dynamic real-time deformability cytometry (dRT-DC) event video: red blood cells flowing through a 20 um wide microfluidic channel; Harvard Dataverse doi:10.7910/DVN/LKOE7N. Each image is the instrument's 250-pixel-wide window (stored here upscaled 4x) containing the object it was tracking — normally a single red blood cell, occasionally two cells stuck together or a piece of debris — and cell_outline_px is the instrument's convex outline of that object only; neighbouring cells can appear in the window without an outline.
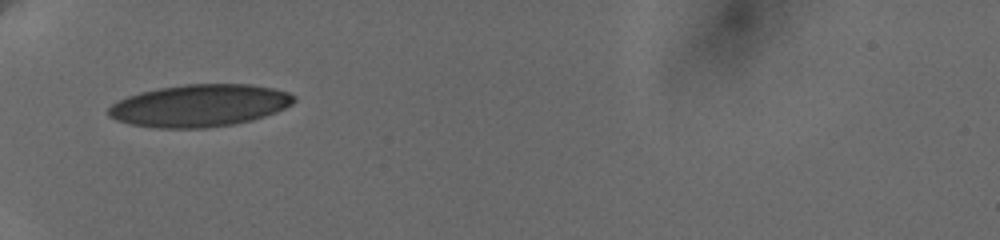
{"species": "human", "species_latin": "Homo sapiens", "temperature_condition": "cold", "stored_images_in_passage": 2, "camera_frame_rate_fps": 3000, "um_per_image_px": 0.085, "donor": {"sex": "female"}, "frame": {"image": 1, "passage_image": 1, "time_ms": 0.0, "image_size_px": [1000, 240], "cell_outline_px": [[296, 100], [292, 104], [276, 112], [252, 120], [232, 124], [204, 128], [160, 128], [132, 124], [116, 120], [108, 116], [108, 108], [112, 104], [128, 96], [140, 92], [160, 88], [184, 84], [252, 84], [272, 88], [288, 92], [296, 96]], "centroid_in_image_um": [16.98, 8.97], "position_along_channel_um": 68.0, "area_um2": 45.55}}